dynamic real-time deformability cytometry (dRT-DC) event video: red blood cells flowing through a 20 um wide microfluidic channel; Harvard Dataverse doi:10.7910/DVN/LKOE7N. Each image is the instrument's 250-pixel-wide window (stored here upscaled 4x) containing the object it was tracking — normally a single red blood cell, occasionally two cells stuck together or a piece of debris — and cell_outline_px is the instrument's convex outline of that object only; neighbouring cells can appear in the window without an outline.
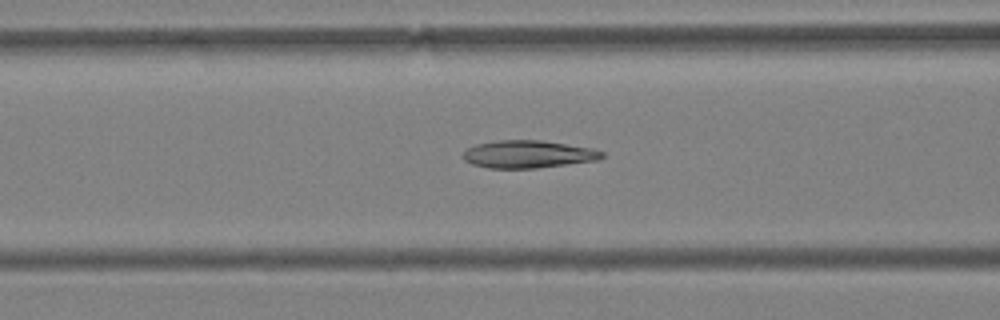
{"species": "Egyptian fruit bat (a non-hibernating species)", "species_latin": "Rousettus aegyptiacus", "temperature_condition": "warm", "stored_images_in_passage": 47, "camera_frame_rate_fps": 3000, "um_per_image_px": 0.085, "animal": {"sex": "female"}, "frame": {"image": 1, "passage_image": 20, "time_ms": 6.333, "image_size_px": [1000, 320], "cell_outline_px": [[604, 156], [596, 160], [536, 168], [488, 168], [472, 164], [464, 160], [464, 152], [468, 148], [476, 144], [496, 140], [540, 140], [592, 148], [604, 152]], "centroid_in_image_um": [44.87, 13.1], "position_along_channel_um": 121.7, "area_um2": 22.14}}
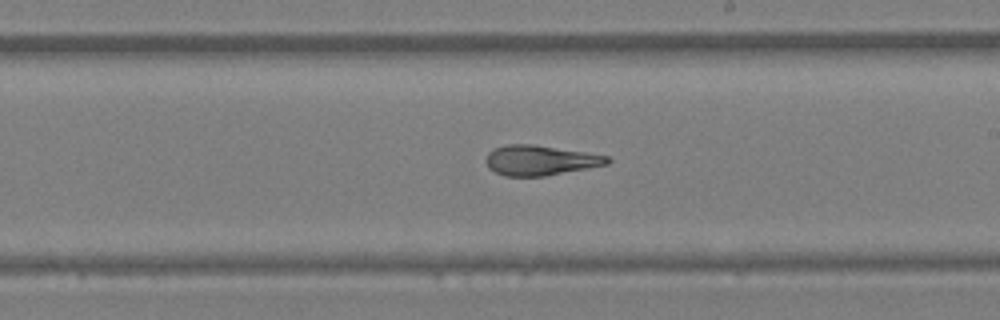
{"frame": {"image": 2, "passage_image": 30, "time_ms": 9.667, "image_size_px": [1000, 320], "cell_outline_px": [[612, 160], [608, 164], [588, 168], [544, 176], [504, 176], [488, 168], [484, 160], [488, 152], [492, 148], [508, 144], [532, 144], [584, 152], [608, 156]], "centroid_in_image_um": [45.87, 13.62], "position_along_channel_um": 243.1, "area_um2": 21.27}}
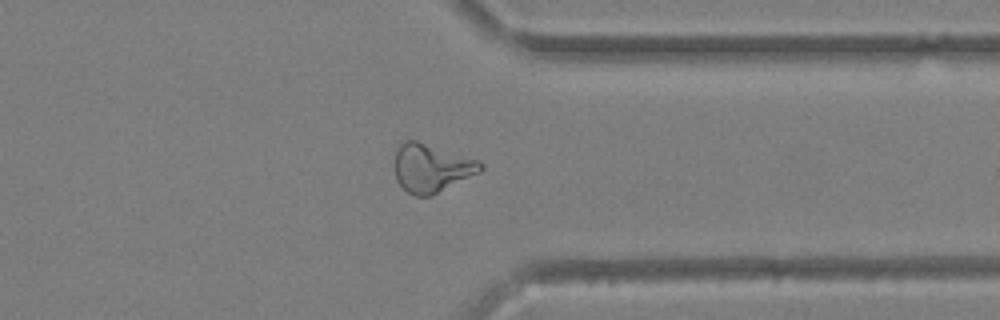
{"frame": {"image": 3, "passage_image": 41, "time_ms": 13.333, "image_size_px": [1000, 320], "cell_outline_px": [[484, 168], [480, 172], [432, 196], [412, 196], [396, 180], [396, 148], [404, 140], [416, 140], [480, 160], [484, 164]], "centroid_in_image_um": [36.7, 14.28], "position_along_channel_um": 374.7, "area_um2": 24.28}}